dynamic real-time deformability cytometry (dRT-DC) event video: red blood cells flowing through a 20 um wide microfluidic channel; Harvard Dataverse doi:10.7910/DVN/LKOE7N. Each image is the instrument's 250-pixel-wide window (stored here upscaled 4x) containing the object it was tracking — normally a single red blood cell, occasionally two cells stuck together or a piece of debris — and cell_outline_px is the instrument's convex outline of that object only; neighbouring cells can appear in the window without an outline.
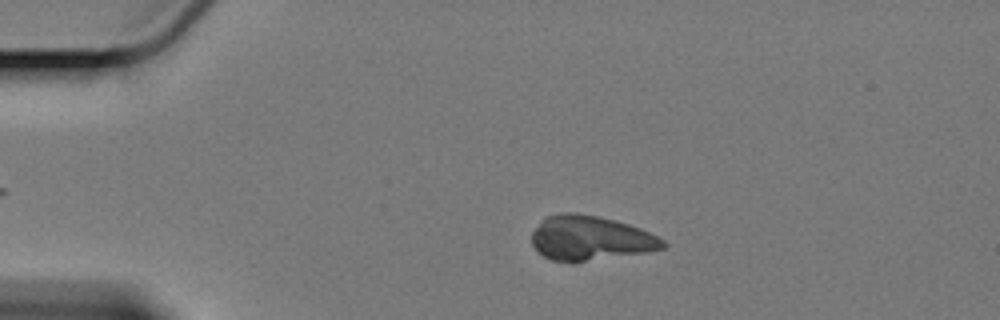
{"species": "Egyptian fruit bat (a non-hibernating species)", "species_latin": "Rousettus aegyptiacus", "temperature_condition": "cold", "stored_images_in_passage": 50, "camera_frame_rate_fps": 3000, "um_per_image_px": 0.085, "animal": {"sex": "female"}, "frame": {"image": 1, "passage_image": 11, "time_ms": 3.333, "image_size_px": [1000, 320], "cell_outline_px": [[668, 244], [664, 248], [644, 252], [576, 264], [572, 264], [552, 260], [544, 256], [532, 244], [532, 232], [540, 220], [548, 216], [560, 212], [576, 212], [616, 220], [640, 228], [664, 240]], "centroid_in_image_um": [50.15, 20.26], "position_along_channel_um": 34.8, "area_um2": 34.51}}
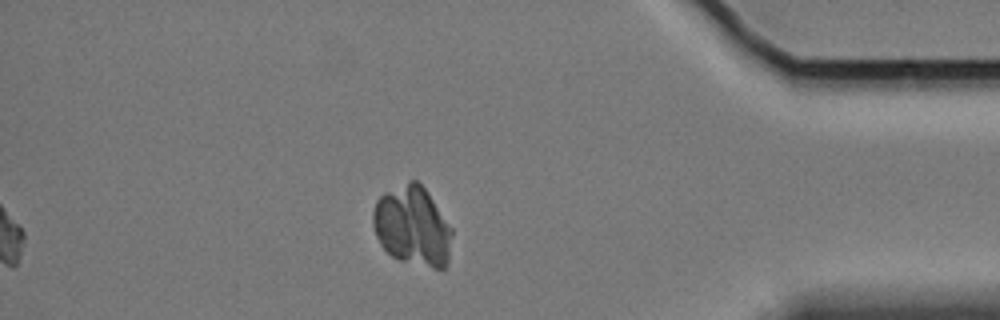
{"frame": {"image": 2, "passage_image": 50, "time_ms": 16.333, "image_size_px": [1000, 320], "cell_outline_px": [[452, 236], [448, 264], [444, 268], [432, 268], [400, 260], [392, 256], [380, 244], [376, 236], [372, 224], [372, 212], [376, 200], [384, 192], [408, 180], [416, 180], [424, 188], [452, 228]], "centroid_in_image_um": [35.04, 19.22], "position_along_channel_um": 400.2, "area_um2": 36.7}}